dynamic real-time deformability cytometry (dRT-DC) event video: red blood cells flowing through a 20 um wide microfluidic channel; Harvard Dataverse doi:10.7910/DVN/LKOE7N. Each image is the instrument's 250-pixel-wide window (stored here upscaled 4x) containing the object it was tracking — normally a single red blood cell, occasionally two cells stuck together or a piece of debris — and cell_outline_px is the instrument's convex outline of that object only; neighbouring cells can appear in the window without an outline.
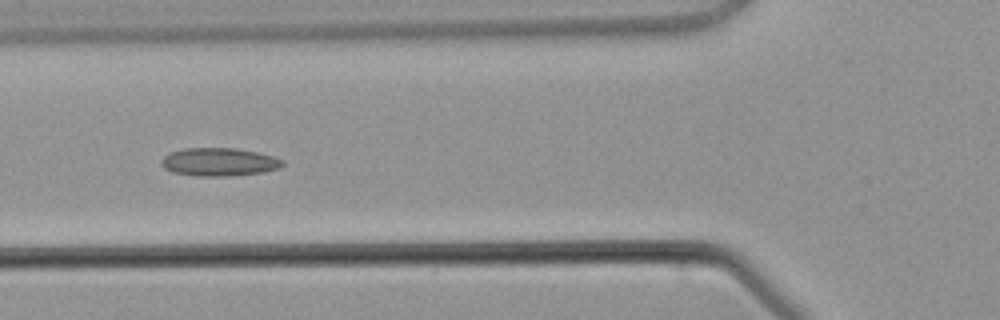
{"species": "common noctule bat (a hibernating species)", "species_latin": "Nyctalus noctula", "temperature_condition": "warm", "stored_images_in_passage": 4, "camera_frame_rate_fps": 3000, "um_per_image_px": 0.085, "animal": {"sex": "male", "body_mass_g": 21.5, "forearm_length_mm": 52.0}, "frame": {"image": 1, "passage_image": 4, "time_ms": 4.333, "image_size_px": [1000, 320], "cell_outline_px": [[284, 164], [280, 168], [264, 172], [232, 176], [196, 176], [172, 172], [164, 168], [160, 164], [160, 160], [164, 156], [172, 152], [184, 148], [236, 148], [256, 152], [272, 156], [284, 160]], "centroid_in_image_um": [18.62, 13.77], "position_along_channel_um": 107.2, "area_um2": 20.0}}